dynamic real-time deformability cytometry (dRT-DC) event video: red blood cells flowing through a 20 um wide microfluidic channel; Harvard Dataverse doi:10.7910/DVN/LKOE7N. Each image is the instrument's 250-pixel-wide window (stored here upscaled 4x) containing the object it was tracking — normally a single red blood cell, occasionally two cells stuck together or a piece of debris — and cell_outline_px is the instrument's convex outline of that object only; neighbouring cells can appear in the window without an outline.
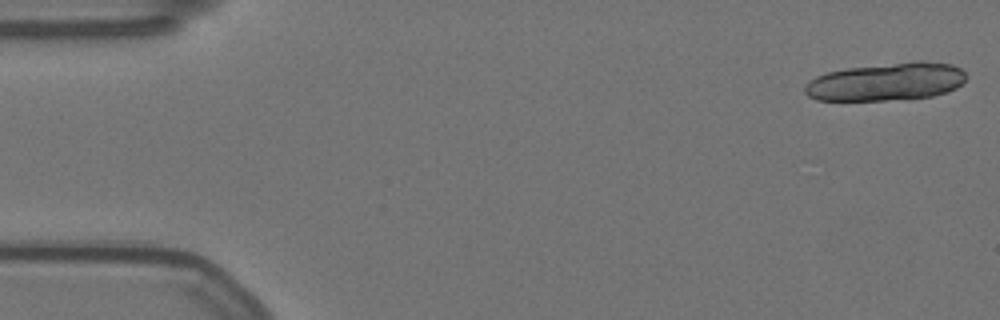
{"species": "Egyptian fruit bat (a non-hibernating species)", "species_latin": "Rousettus aegyptiacus", "temperature_condition": "warm", "stored_images_in_passage": 19, "camera_frame_rate_fps": 3000, "um_per_image_px": 0.085, "animal": {"sex": "female"}, "frame": {"image": 1, "passage_image": 1, "time_ms": 0.0, "image_size_px": [1000, 320], "cell_outline_px": [[968, 76], [956, 88], [948, 92], [932, 96], [908, 100], [816, 100], [808, 96], [804, 92], [804, 84], [816, 76], [828, 72], [848, 68], [916, 60], [924, 60], [952, 64], [960, 68]], "centroid_in_image_um": [75.36, 6.95], "position_along_channel_um": 9.6, "area_um2": 36.13}}